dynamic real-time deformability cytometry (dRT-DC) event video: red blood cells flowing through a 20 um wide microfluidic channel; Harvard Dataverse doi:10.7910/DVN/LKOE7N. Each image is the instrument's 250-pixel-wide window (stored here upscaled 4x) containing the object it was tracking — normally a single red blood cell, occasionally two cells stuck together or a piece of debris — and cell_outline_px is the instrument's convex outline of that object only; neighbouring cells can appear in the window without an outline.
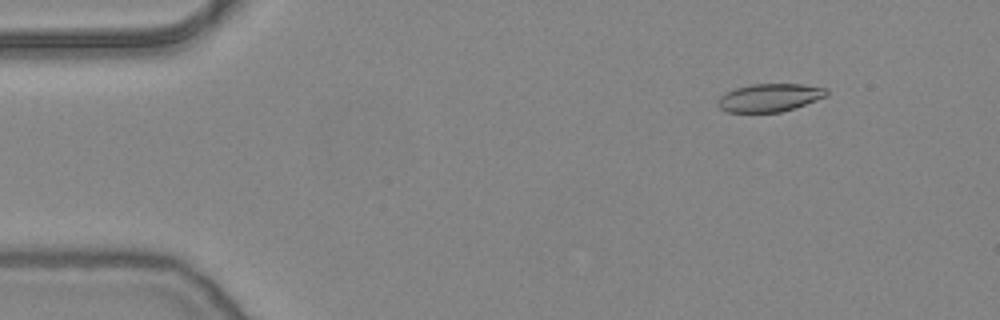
{"species": "common noctule bat (a hibernating species)", "species_latin": "Nyctalus noctula", "temperature_condition": "warm", "stored_images_in_passage": 15, "camera_frame_rate_fps": 3000, "um_per_image_px": 0.085, "animal": {"sex": "female", "body_mass_g": 24.6, "forearm_length_mm": 56.2}, "frame": {"image": 1, "passage_image": 7, "time_ms": 2.0, "image_size_px": [1000, 320], "cell_outline_px": [[828, 96], [780, 112], [728, 112], [720, 108], [716, 104], [716, 100], [720, 96], [736, 88], [752, 84], [800, 84], [828, 88]], "centroid_in_image_um": [65.41, 8.29], "position_along_channel_um": 19.6, "area_um2": 17.63}}